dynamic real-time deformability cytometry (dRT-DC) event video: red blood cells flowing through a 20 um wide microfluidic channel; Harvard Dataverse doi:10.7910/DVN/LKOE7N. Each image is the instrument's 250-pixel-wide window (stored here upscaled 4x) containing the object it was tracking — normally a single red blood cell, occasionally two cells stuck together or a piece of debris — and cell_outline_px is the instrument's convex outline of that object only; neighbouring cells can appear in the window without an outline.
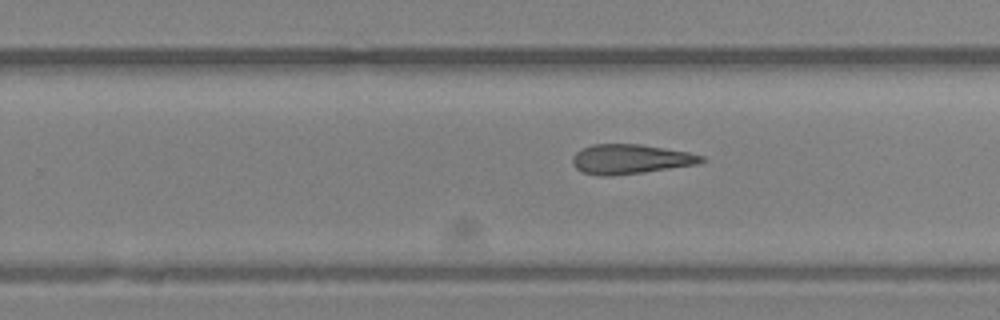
{"species": "Egyptian fruit bat (a non-hibernating species)", "species_latin": "Rousettus aegyptiacus", "temperature_condition": "room temperature", "stored_images_in_passage": 22, "segment_of_instrument_passage": [2, 2], "camera_frame_rate_fps": 3000, "um_per_image_px": 0.085, "animal": {"sex": "female"}, "frame": {"image": 1, "passage_image": 22, "time_ms": 7.0, "image_size_px": [1000, 320], "cell_outline_px": [[708, 160], [700, 164], [644, 172], [612, 176], [600, 176], [584, 172], [576, 168], [572, 164], [572, 156], [576, 152], [592, 144], [640, 144], [688, 152], [704, 156]], "centroid_in_image_um": [53.62, 13.53], "position_along_channel_um": 276.2, "area_um2": 22.37}}